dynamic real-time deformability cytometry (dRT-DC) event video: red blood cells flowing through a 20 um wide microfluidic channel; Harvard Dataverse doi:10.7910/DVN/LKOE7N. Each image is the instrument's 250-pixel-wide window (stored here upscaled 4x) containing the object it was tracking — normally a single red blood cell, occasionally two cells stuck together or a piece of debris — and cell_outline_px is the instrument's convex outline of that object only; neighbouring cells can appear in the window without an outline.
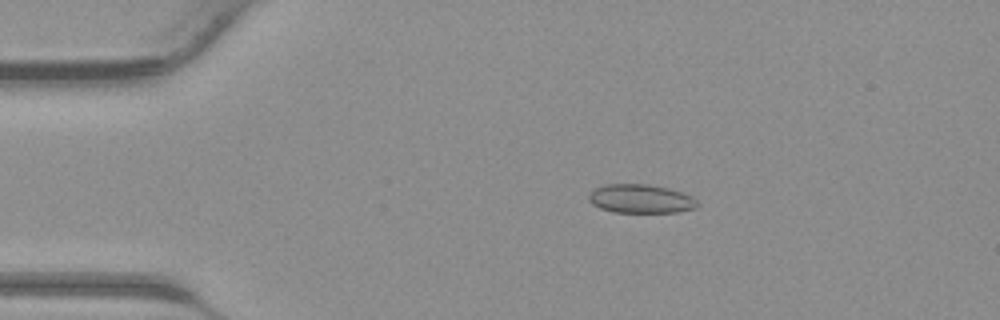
{"species": "common noctule bat (a hibernating species)", "species_latin": "Nyctalus noctula", "temperature_condition": "warm", "stored_images_in_passage": 41, "camera_frame_rate_fps": 3000, "um_per_image_px": 0.085, "animal": {"sex": "male", "body_mass_g": 23.1, "forearm_length_mm": 52.7}, "frame": {"image": 1, "passage_image": 8, "time_ms": 2.333, "image_size_px": [1000, 320], "cell_outline_px": [[700, 204], [696, 208], [680, 212], [612, 212], [600, 208], [592, 204], [588, 200], [588, 192], [604, 184], [648, 184], [668, 188], [692, 196]], "centroid_in_image_um": [54.45, 16.9], "position_along_channel_um": 30.6, "area_um2": 18.38}}
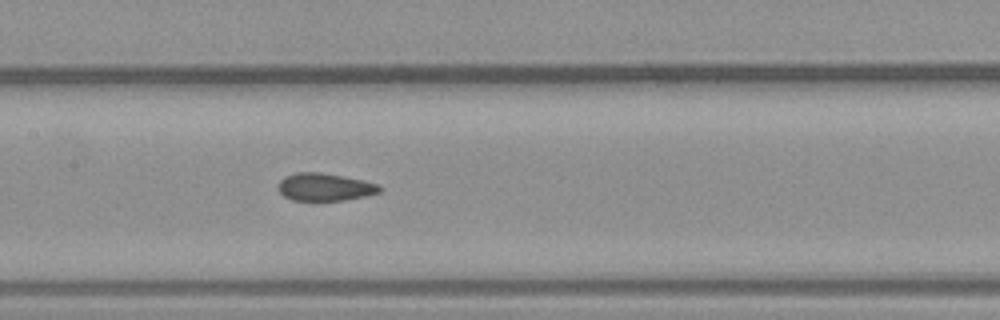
{"frame": {"image": 2, "passage_image": 20, "time_ms": 6.333, "image_size_px": [1000, 320], "cell_outline_px": [[384, 188], [380, 192], [364, 196], [344, 200], [292, 200], [284, 196], [276, 188], [276, 184], [284, 176], [296, 172], [320, 172], [344, 176], [364, 180], [380, 184]], "centroid_in_image_um": [27.6, 15.88], "position_along_channel_um": 179.8, "area_um2": 16.59}}
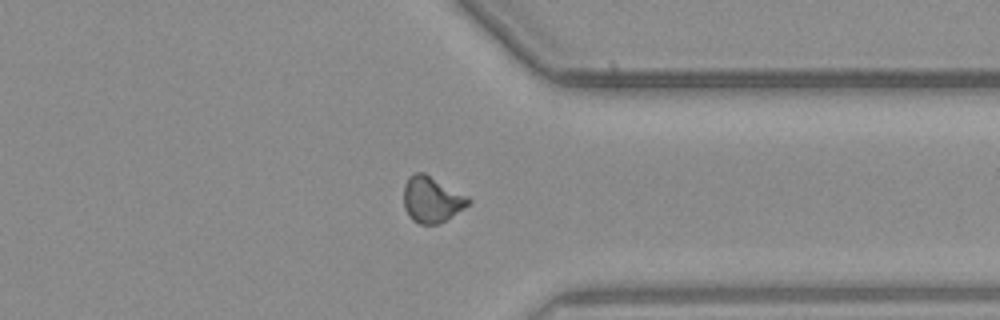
{"frame": {"image": 3, "passage_image": 32, "time_ms": 10.333, "image_size_px": [1000, 320], "cell_outline_px": [[472, 200], [464, 208], [440, 224], [420, 224], [412, 220], [408, 216], [404, 208], [404, 184], [408, 176], [416, 172], [424, 172], [468, 196]], "centroid_in_image_um": [36.68, 16.95], "position_along_channel_um": 374.7, "area_um2": 17.46}}